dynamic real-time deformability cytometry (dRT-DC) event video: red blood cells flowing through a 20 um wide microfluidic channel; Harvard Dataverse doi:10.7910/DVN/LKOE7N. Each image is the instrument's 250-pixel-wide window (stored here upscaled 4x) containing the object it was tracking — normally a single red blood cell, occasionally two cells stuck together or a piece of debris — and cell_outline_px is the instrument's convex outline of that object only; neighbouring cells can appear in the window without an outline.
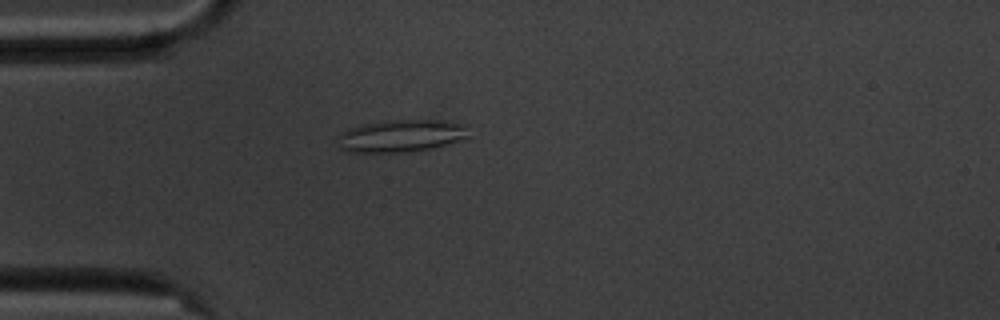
{"species": "common noctule bat (a hibernating species)", "species_latin": "Nyctalus noctula", "temperature_condition": "cold", "stored_images_in_passage": 46, "camera_frame_rate_fps": 3000, "um_per_image_px": 0.085, "animal": {"sex": "male", "body_mass_g": 20.1, "forearm_length_mm": 53.5}, "frame": {"image": 1, "passage_image": 5, "time_ms": 1.333, "image_size_px": [1000, 320], "cell_outline_px": [[468, 140], [432, 148], [400, 152], [348, 152], [340, 148], [336, 136], [340, 132], [348, 128], [364, 124], [392, 120], [444, 120], [468, 124]], "centroid_in_image_um": [34.15, 11.54], "position_along_channel_um": 50.9, "area_um2": 25.14}}
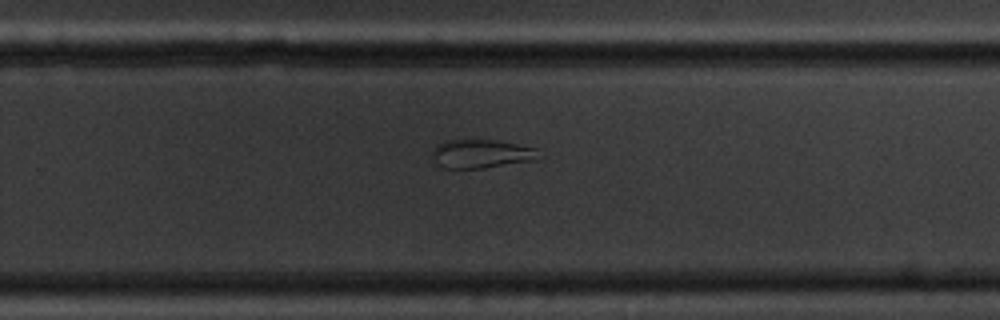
{"frame": {"image": 2, "passage_image": 26, "time_ms": 8.333, "image_size_px": [1000, 320], "cell_outline_px": [[544, 156], [536, 160], [480, 168], [444, 168], [432, 156], [432, 152], [436, 144], [444, 140], [496, 140], [536, 148]], "centroid_in_image_um": [40.96, 13.06], "position_along_channel_um": 288.8, "area_um2": 17.74}}
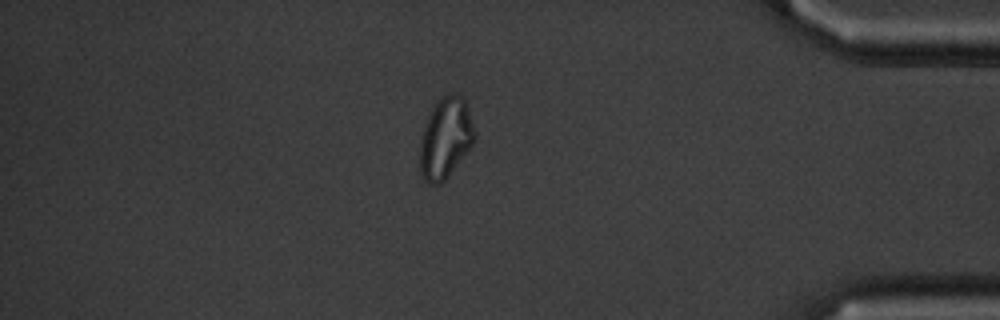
{"frame": {"image": 3, "passage_image": 38, "time_ms": 12.333, "image_size_px": [1000, 320], "cell_outline_px": [[476, 140], [444, 180], [440, 184], [428, 184], [420, 180], [420, 136], [424, 124], [432, 108], [444, 96], [452, 92], [460, 96], [464, 100], [468, 108], [476, 132]], "centroid_in_image_um": [37.85, 11.77], "position_along_channel_um": 397.4, "area_um2": 25.78}, "authors_computed_cell_mechanics": {"area_um2": 22.5709, "velocity_mm_per_s": 3.5488, "shape_relaxation_time_tau1_ms": null, "shape_relaxation_time_tau2_ms": 4.695, "deformation_change_tau1": null, "deformation_change_tau2": 0.1045}}